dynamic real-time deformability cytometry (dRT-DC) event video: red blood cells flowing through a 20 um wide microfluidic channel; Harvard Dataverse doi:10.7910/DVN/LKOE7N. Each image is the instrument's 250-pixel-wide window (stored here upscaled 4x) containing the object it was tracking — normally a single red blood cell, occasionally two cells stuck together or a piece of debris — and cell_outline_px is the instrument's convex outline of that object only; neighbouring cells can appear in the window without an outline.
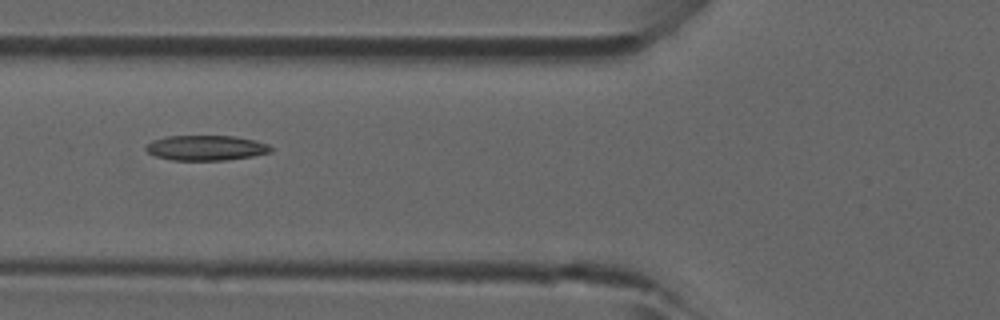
{"species": "common noctule bat (a hibernating species)", "species_latin": "Nyctalus noctula", "temperature_condition": "room temperature", "stored_images_in_passage": 6, "camera_frame_rate_fps": 3000, "um_per_image_px": 0.085, "animal": {"sex": "male", "forearm_length_mm": 52.5}, "frame": {"image": 1, "passage_image": 6, "time_ms": 1.667, "image_size_px": [1000, 320], "cell_outline_px": [[272, 152], [252, 156], [228, 160], [172, 160], [156, 156], [148, 152], [144, 148], [152, 140], [168, 136], [236, 136], [256, 140], [268, 144], [272, 148]], "centroid_in_image_um": [17.54, 12.56], "position_along_channel_um": 108.3, "area_um2": 18.32}}